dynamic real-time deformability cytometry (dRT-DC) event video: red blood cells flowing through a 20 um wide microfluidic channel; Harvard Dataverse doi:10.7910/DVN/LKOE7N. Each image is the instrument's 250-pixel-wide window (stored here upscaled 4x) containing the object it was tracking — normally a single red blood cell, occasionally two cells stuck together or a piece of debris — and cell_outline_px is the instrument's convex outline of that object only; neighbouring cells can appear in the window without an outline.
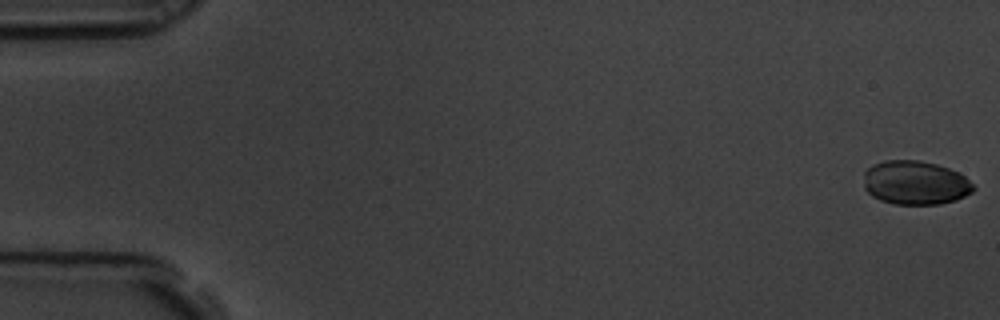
{"species": "common noctule bat (a hibernating species)", "species_latin": "Nyctalus noctula", "temperature_condition": "room temperature", "stored_images_in_passage": 6, "camera_frame_rate_fps": 3000, "um_per_image_px": 0.085, "animal": {"sex": "male", "body_mass_g": 19.5, "forearm_length_mm": 54.6}, "frame": {"image": 1, "passage_image": 1, "time_ms": 0.0, "image_size_px": [1000, 320], "cell_outline_px": [[976, 188], [972, 192], [956, 200], [940, 204], [892, 204], [880, 200], [872, 196], [864, 188], [864, 172], [872, 164], [884, 160], [920, 160], [936, 164], [948, 168], [964, 176]], "centroid_in_image_um": [77.77, 15.53], "position_along_channel_um": 7.2, "area_um2": 28.15}}
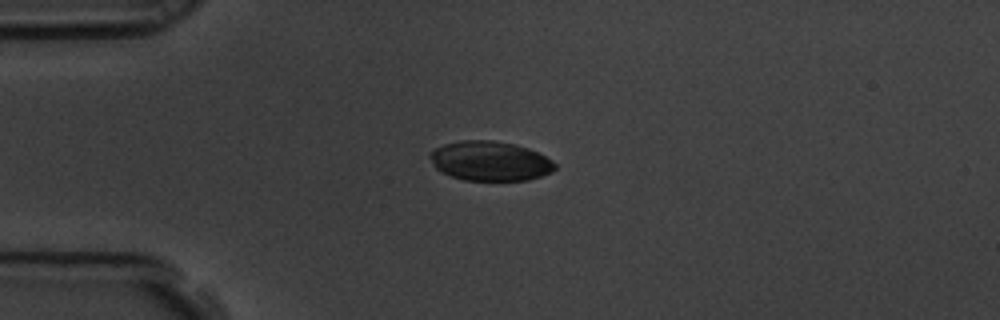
{"frame": {"image": 2, "passage_image": 5, "time_ms": 1.333, "image_size_px": [1000, 320], "cell_outline_px": [[556, 168], [552, 172], [528, 180], [464, 180], [440, 172], [436, 168], [428, 156], [428, 152], [444, 144], [460, 140], [492, 140], [516, 144], [528, 148], [552, 160], [556, 164]], "centroid_in_image_um": [41.63, 13.68], "position_along_channel_um": 43.4, "area_um2": 28.9}}